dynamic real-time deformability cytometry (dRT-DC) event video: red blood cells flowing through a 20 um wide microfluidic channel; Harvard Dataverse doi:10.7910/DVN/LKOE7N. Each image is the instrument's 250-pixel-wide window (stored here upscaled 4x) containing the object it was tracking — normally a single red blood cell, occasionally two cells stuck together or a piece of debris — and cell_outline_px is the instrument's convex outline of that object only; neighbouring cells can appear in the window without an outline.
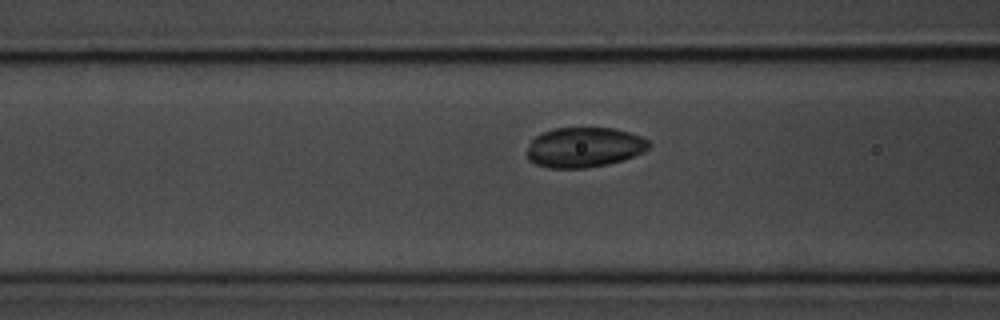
{"species": "common noctule bat (a hibernating species)", "species_latin": "Nyctalus noctula", "temperature_condition": "room temperature", "stored_images_in_passage": 42, "camera_frame_rate_fps": 3000, "um_per_image_px": 0.085, "animal": {"sex": "male", "body_mass_g": 20.1, "forearm_length_mm": 53.5}, "frame": {"image": 1, "passage_image": 9, "time_ms": 2.667, "image_size_px": [1000, 320], "cell_outline_px": [[652, 144], [644, 152], [624, 160], [608, 164], [584, 168], [548, 168], [536, 164], [528, 160], [528, 144], [536, 136], [552, 128], [612, 128], [628, 132], [640, 136], [648, 140]], "centroid_in_image_um": [49.67, 12.53], "position_along_channel_um": 116.9, "area_um2": 28.5}}
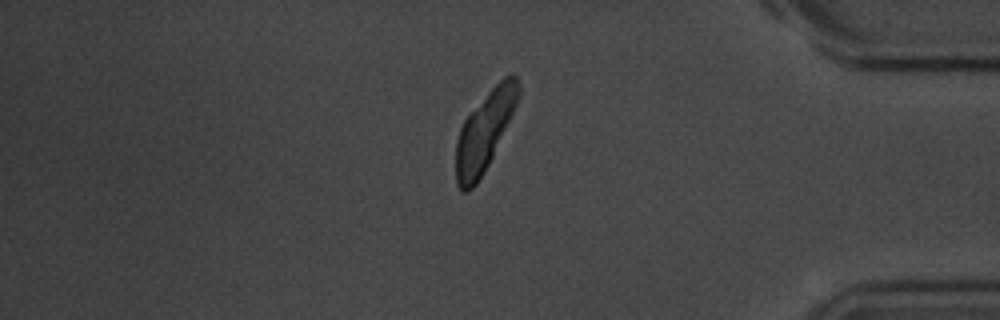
{"frame": {"image": 2, "passage_image": 34, "time_ms": 11.0, "image_size_px": [1000, 320], "cell_outline_px": [[520, 96], [492, 156], [484, 172], [476, 184], [468, 192], [464, 192], [456, 184], [456, 140], [460, 128], [464, 120], [488, 92], [504, 76], [512, 72], [516, 76], [520, 88]], "centroid_in_image_um": [41.18, 11.15], "position_along_channel_um": 394.0, "area_um2": 28.21}}
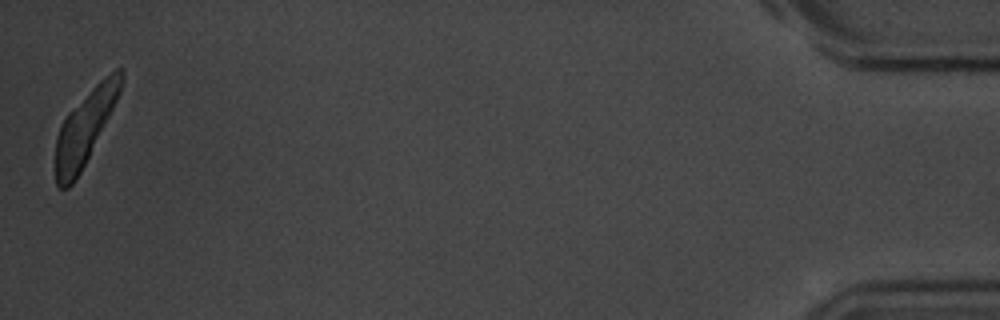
{"frame": {"image": 3, "passage_image": 42, "time_ms": 13.667, "image_size_px": [1000, 320], "cell_outline_px": [[124, 80], [120, 92], [80, 172], [72, 184], [68, 188], [60, 188], [56, 184], [56, 136], [68, 112], [104, 76], [116, 68], [120, 68], [124, 72]], "centroid_in_image_um": [7.22, 10.8], "position_along_channel_um": 428.0, "area_um2": 27.11}}